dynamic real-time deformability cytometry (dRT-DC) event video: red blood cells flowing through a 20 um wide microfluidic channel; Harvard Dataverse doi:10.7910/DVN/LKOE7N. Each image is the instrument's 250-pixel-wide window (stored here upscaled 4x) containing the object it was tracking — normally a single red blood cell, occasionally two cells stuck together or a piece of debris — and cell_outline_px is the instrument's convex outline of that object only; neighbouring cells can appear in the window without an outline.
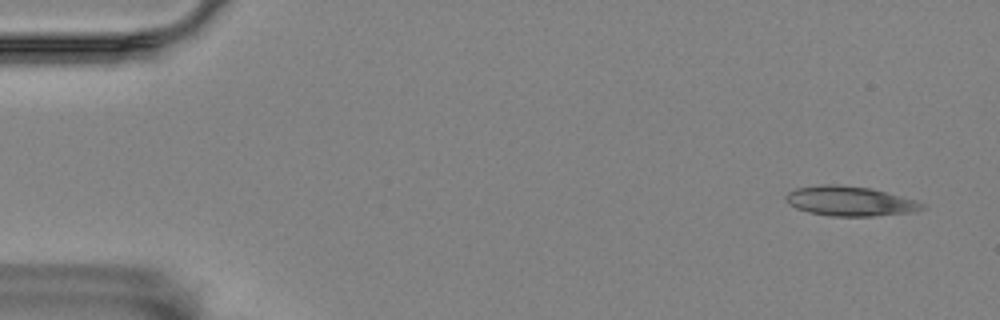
{"species": "Egyptian fruit bat (a non-hibernating species)", "species_latin": "Rousettus aegyptiacus", "temperature_condition": "room temperature", "stored_images_in_passage": 3, "camera_frame_rate_fps": 3000, "um_per_image_px": 0.085, "animal": {"sex": "female"}, "frame": {"image": 1, "passage_image": 1, "time_ms": 0.0, "image_size_px": [1000, 320], "cell_outline_px": [[924, 208], [912, 212], [872, 216], [832, 216], [808, 212], [796, 208], [788, 204], [784, 196], [788, 192], [796, 188], [820, 184], [836, 184], [868, 188], [916, 200], [924, 204]], "centroid_in_image_um": [72.19, 17.09], "position_along_channel_um": 12.8, "area_um2": 23.41}}